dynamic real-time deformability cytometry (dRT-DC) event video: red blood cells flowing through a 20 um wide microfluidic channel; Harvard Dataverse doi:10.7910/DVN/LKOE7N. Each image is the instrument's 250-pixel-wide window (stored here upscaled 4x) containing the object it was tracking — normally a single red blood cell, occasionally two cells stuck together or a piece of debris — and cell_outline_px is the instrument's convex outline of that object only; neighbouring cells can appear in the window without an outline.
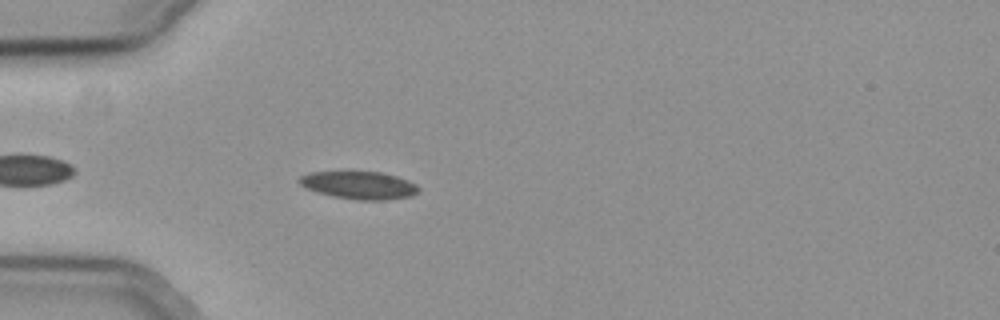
{"species": "common noctule bat (a hibernating species)", "species_latin": "Nyctalus noctula", "temperature_condition": "cold", "stored_images_in_passage": 43, "camera_frame_rate_fps": 3000, "um_per_image_px": 0.085, "animal": {"sex": "female", "body_mass_g": 19.3, "forearm_length_mm": 54.1}, "frame": {"image": 1, "passage_image": 6, "time_ms": 1.667, "image_size_px": [1000, 320], "cell_outline_px": [[420, 192], [412, 196], [384, 200], [356, 200], [332, 196], [308, 188], [300, 184], [296, 180], [300, 176], [308, 172], [380, 172], [396, 176], [408, 180], [416, 184], [420, 188]], "centroid_in_image_um": [30.56, 15.74], "position_along_channel_um": 54.4, "area_um2": 19.25}}
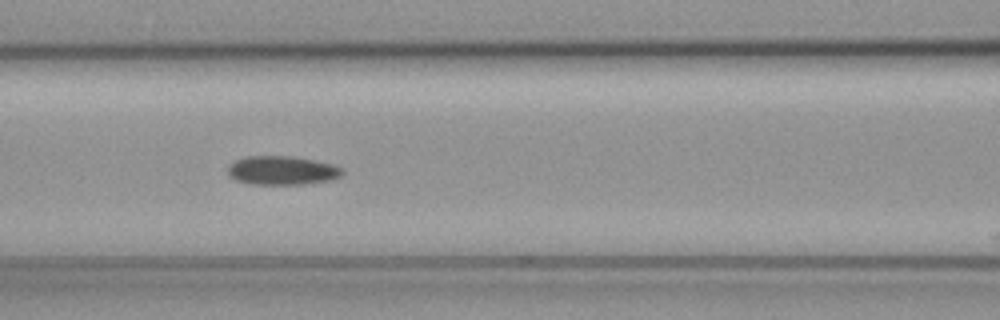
{"frame": {"image": 2, "passage_image": 14, "time_ms": 4.333, "image_size_px": [1000, 320], "cell_outline_px": [[344, 172], [340, 176], [332, 180], [304, 184], [252, 184], [236, 180], [228, 172], [228, 164], [244, 156], [292, 156], [332, 164], [344, 168]], "centroid_in_image_um": [23.99, 14.48], "position_along_channel_um": 142.6, "area_um2": 19.25}}
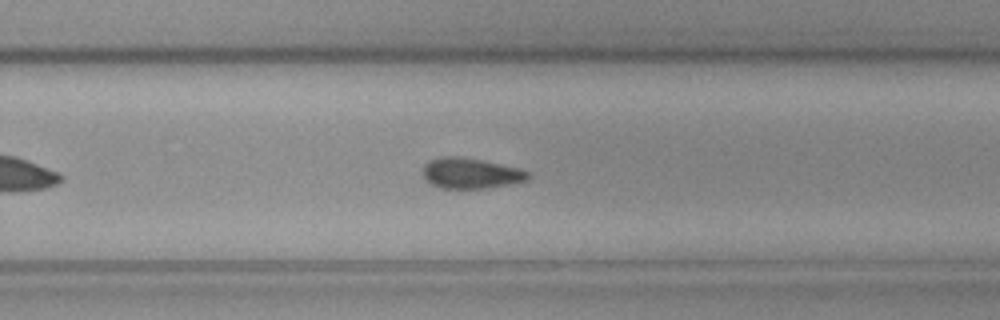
{"frame": {"image": 3, "passage_image": 26, "time_ms": 8.333, "image_size_px": [1000, 320], "cell_outline_px": [[532, 176], [528, 180], [512, 184], [488, 188], [440, 188], [424, 180], [424, 164], [428, 160], [440, 156], [456, 156], [484, 160], [520, 168], [528, 172]], "centroid_in_image_um": [40.03, 14.72], "position_along_channel_um": 289.8, "area_um2": 19.02}, "authors_computed_cell_mechanics": {"area_um2": 19.0162, "velocity_mm_per_s": 3.689, "shape_relaxation_time_tau1_ms": null, "shape_relaxation_time_tau2_ms": 6.3715, "deformation_change_tau1": null, "deformation_change_tau2": 0.1245}}